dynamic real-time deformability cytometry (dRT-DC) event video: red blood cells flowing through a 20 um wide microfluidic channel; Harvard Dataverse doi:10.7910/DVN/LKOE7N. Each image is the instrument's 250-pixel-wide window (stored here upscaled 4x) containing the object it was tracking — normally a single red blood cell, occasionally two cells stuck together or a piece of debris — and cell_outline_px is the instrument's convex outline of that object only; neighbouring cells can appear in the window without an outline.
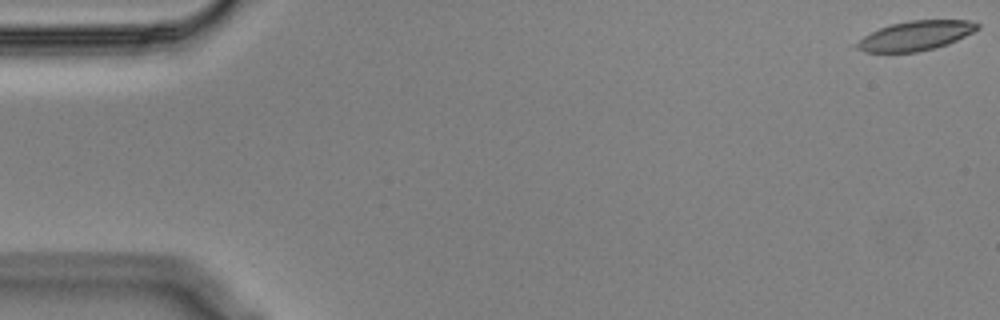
{"species": "Egyptian fruit bat (a non-hibernating species)", "species_latin": "Rousettus aegyptiacus", "temperature_condition": "cold", "stored_images_in_passage": 16, "camera_frame_rate_fps": 3000, "um_per_image_px": 0.085, "animal": {"sex": "male"}, "frame": {"image": 1, "passage_image": 1, "time_ms": 0.0, "image_size_px": [1000, 320], "cell_outline_px": [[980, 28], [948, 44], [936, 48], [916, 52], [864, 52], [856, 48], [856, 44], [864, 36], [880, 28], [892, 24], [912, 20], [968, 20], [980, 24]], "centroid_in_image_um": [77.85, 3.04], "position_along_channel_um": 7.2, "area_um2": 20.52}}
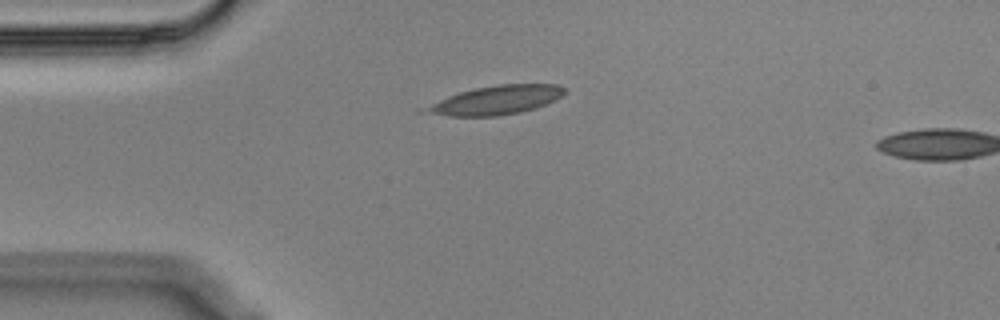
{"frame": {"image": 2, "passage_image": 14, "time_ms": 4.333, "image_size_px": [1000, 320], "cell_outline_px": [[564, 92], [556, 100], [536, 108], [520, 112], [496, 116], [448, 116], [416, 112], [420, 108], [448, 96], [460, 92], [476, 88], [500, 84], [560, 84], [564, 88]], "centroid_in_image_um": [42.1, 8.52], "position_along_channel_um": 42.9, "area_um2": 23.47}}